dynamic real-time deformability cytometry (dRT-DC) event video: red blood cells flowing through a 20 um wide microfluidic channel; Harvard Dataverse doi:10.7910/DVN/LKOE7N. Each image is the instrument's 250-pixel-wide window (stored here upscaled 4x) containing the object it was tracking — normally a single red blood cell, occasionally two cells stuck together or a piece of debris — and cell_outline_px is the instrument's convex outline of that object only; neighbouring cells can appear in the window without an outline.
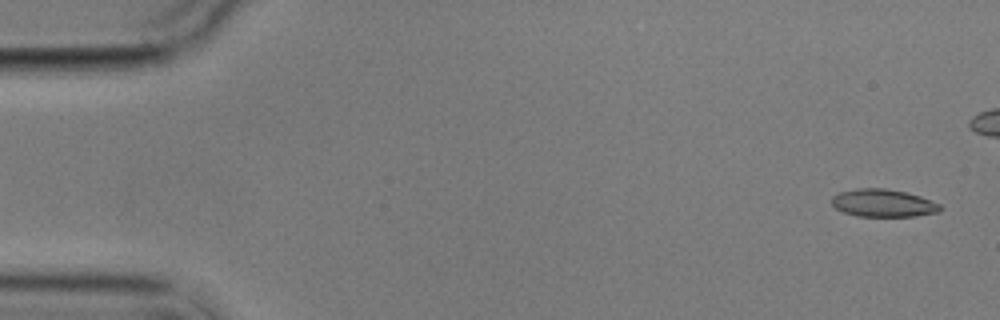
{"species": "common noctule bat (a hibernating species)", "species_latin": "Nyctalus noctula", "temperature_condition": "cold", "stored_images_in_passage": 6, "segment_of_instrument_passage": [1, 2], "camera_frame_rate_fps": 3000, "um_per_image_px": 0.085, "animal": {"sex": "male", "body_mass_g": 17.9}, "frame": {"image": 1, "passage_image": 1, "time_ms": 0.0, "image_size_px": [1000, 320], "cell_outline_px": [[940, 212], [916, 216], [856, 216], [844, 212], [836, 208], [832, 204], [832, 196], [840, 192], [856, 188], [884, 188], [904, 192], [920, 196], [940, 204]], "centroid_in_image_um": [75.06, 17.26], "position_along_channel_um": 9.9, "area_um2": 17.4}}
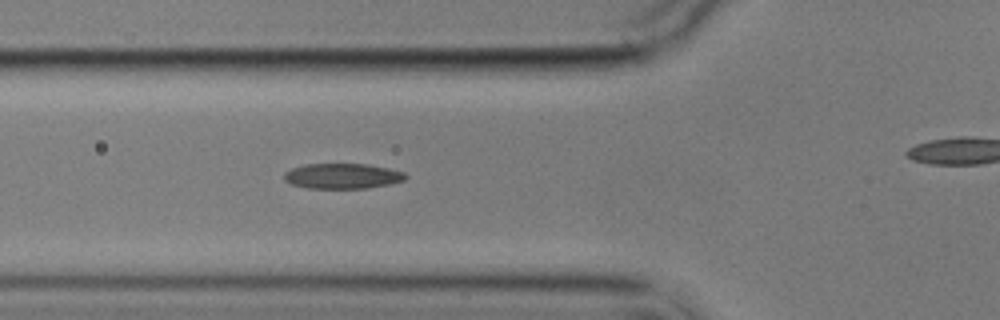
{"frame": {"image": 2, "passage_image": 5, "time_ms": 6.0, "image_size_px": [1000, 320], "cell_outline_px": [[408, 176], [404, 180], [388, 184], [368, 188], [308, 188], [292, 184], [284, 180], [284, 172], [292, 168], [304, 164], [368, 164], [388, 168], [404, 172]], "centroid_in_image_um": [29.1, 14.96], "position_along_channel_um": 96.7, "area_um2": 17.86}}